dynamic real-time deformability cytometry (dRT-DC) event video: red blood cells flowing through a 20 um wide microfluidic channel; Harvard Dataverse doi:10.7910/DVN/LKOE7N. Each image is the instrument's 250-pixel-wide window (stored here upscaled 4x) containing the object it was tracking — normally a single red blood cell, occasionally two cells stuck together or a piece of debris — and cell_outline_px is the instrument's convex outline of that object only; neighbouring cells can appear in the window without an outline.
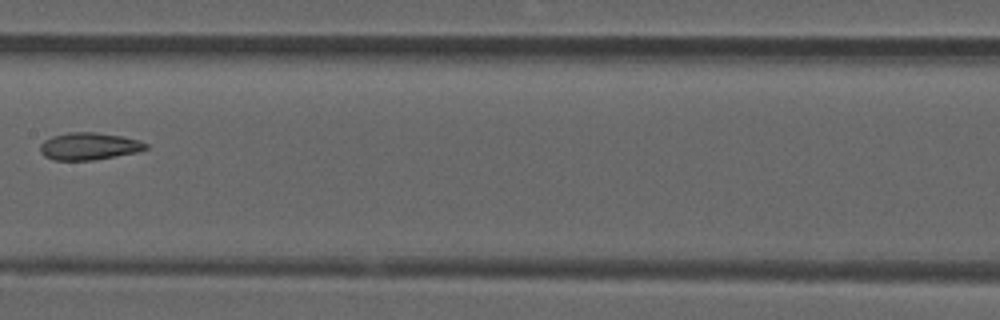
{"species": "common noctule bat (a hibernating species)", "species_latin": "Nyctalus noctula", "temperature_condition": "room temperature", "stored_images_in_passage": 8, "camera_frame_rate_fps": 3000, "um_per_image_px": 0.085, "animal": {"sex": "male", "forearm_length_mm": 52.5}, "frame": {"image": 1, "passage_image": 8, "time_ms": 2.333, "image_size_px": [1000, 320], "cell_outline_px": [[148, 148], [136, 152], [92, 160], [56, 160], [44, 156], [40, 152], [40, 144], [44, 140], [52, 136], [68, 132], [96, 132], [120, 136], [136, 140], [148, 144]], "centroid_in_image_um": [7.52, 12.42], "position_along_channel_um": 199.9, "area_um2": 16.59}}